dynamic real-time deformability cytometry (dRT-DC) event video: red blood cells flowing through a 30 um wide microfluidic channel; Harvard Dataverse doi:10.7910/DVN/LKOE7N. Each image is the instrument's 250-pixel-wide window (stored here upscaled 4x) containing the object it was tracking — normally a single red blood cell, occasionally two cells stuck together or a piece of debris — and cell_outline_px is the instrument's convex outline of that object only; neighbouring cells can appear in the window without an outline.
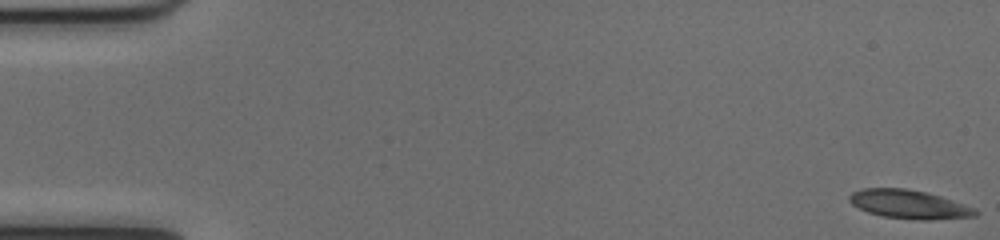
{"species": "common noctule bat (a hibernating species)", "species_latin": "Nyctalus noctula", "temperature_condition": "cold", "stored_images_in_passage": 52, "camera_frame_rate_fps": 3000, "um_per_image_px": 0.085, "animal": {"sex": "female", "body_mass_g": 17.0, "forearm_length_mm": 48.0}, "frame": {"image": 1, "passage_image": 1, "time_ms": 0.0, "image_size_px": [1000, 240], "cell_outline_px": [[980, 212], [976, 216], [928, 220], [920, 220], [884, 216], [868, 212], [852, 204], [848, 200], [848, 196], [852, 192], [860, 188], [904, 188], [924, 192], [940, 196], [976, 208]], "centroid_in_image_um": [77.27, 17.36], "position_along_channel_um": 7.7, "area_um2": 20.98}}
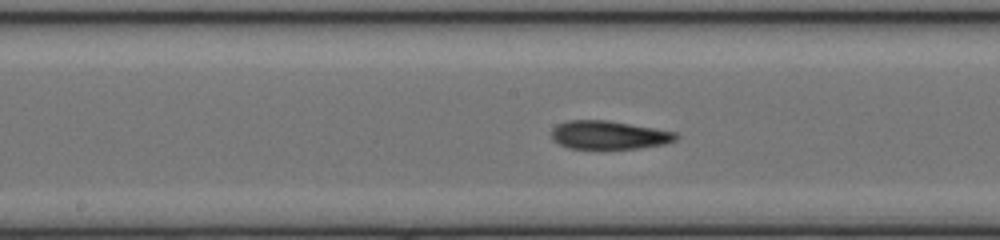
{"frame": {"image": 2, "passage_image": 27, "time_ms": 8.667, "image_size_px": [1000, 240], "cell_outline_px": [[680, 136], [676, 140], [664, 144], [640, 148], [568, 148], [552, 140], [552, 128], [556, 124], [568, 120], [604, 120], [676, 132]], "centroid_in_image_um": [51.73, 11.47], "position_along_channel_um": 196.5, "area_um2": 20.4}}
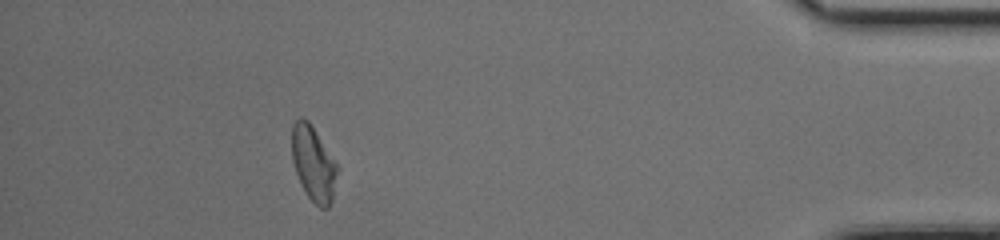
{"frame": {"image": 3, "passage_image": 47, "time_ms": 15.333, "image_size_px": [1000, 240], "cell_outline_px": [[340, 168], [332, 200], [328, 208], [320, 208], [308, 196], [296, 172], [292, 160], [292, 124], [300, 116], [308, 120]], "centroid_in_image_um": [26.66, 13.9], "position_along_channel_um": 408.5, "area_um2": 19.77}, "authors_computed_cell_mechanics": {"area_um2": 20.519, "velocity_mm_per_s": 4.0001, "shape_relaxation_time_tau1_ms": 5.2294, "shape_relaxation_time_tau2_ms": 2.3878, "deformation_change_tau1": 0.1773, "deformation_change_tau2": 0.1112}}